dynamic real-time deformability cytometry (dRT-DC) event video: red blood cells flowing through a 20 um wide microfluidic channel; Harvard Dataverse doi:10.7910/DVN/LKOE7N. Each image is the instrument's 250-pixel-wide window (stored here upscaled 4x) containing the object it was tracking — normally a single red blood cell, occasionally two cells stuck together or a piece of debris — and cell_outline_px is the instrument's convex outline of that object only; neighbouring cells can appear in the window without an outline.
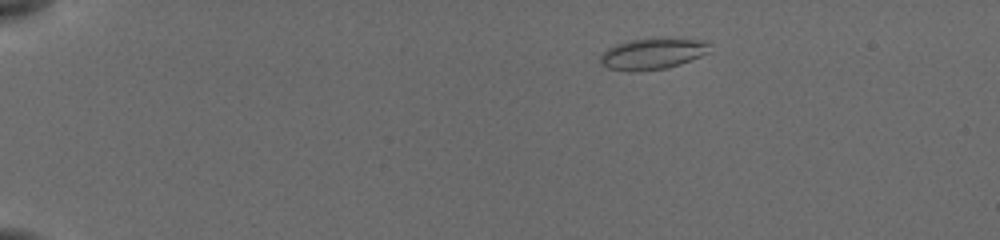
{"species": "common noctule bat (a hibernating species)", "species_latin": "Nyctalus noctula", "temperature_condition": "cold", "stored_images_in_passage": 21, "camera_frame_rate_fps": 3000, "um_per_image_px": 0.085, "animal": {"sex": "female", "body_mass_g": 19.5, "forearm_length_mm": 54.1}, "frame": {"image": 1, "passage_image": 1, "time_ms": 0.0, "image_size_px": [1000, 240], "cell_outline_px": [[712, 52], [680, 64], [668, 68], [636, 72], [628, 72], [608, 68], [600, 64], [600, 56], [608, 48], [616, 44], [632, 40], [664, 36], [668, 36], [704, 40], [708, 44]], "centroid_in_image_um": [55.51, 4.55], "position_along_channel_um": 29.5, "area_um2": 20.58}}
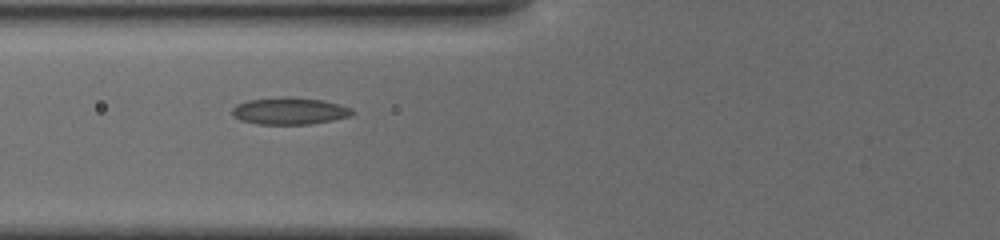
{"frame": {"image": 2, "passage_image": 16, "time_ms": 4.333, "image_size_px": [1000, 240], "cell_outline_px": [[356, 112], [352, 116], [332, 120], [308, 124], [260, 124], [240, 120], [232, 116], [232, 108], [236, 104], [248, 100], [284, 96], [292, 96], [324, 100], [340, 104], [352, 108]], "centroid_in_image_um": [24.64, 9.42], "position_along_channel_um": 101.2, "area_um2": 19.19}}
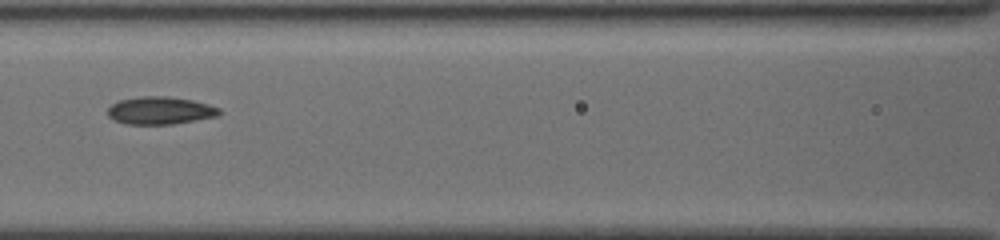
{"frame": {"image": 3, "passage_image": 19, "time_ms": 5.667, "image_size_px": [1000, 240], "cell_outline_px": [[220, 116], [172, 124], [124, 124], [112, 120], [108, 116], [108, 108], [112, 104], [120, 100], [140, 96], [168, 96], [192, 100], [208, 104], [220, 108]], "centroid_in_image_um": [13.61, 9.4], "position_along_channel_um": 153.0, "area_um2": 18.09}}